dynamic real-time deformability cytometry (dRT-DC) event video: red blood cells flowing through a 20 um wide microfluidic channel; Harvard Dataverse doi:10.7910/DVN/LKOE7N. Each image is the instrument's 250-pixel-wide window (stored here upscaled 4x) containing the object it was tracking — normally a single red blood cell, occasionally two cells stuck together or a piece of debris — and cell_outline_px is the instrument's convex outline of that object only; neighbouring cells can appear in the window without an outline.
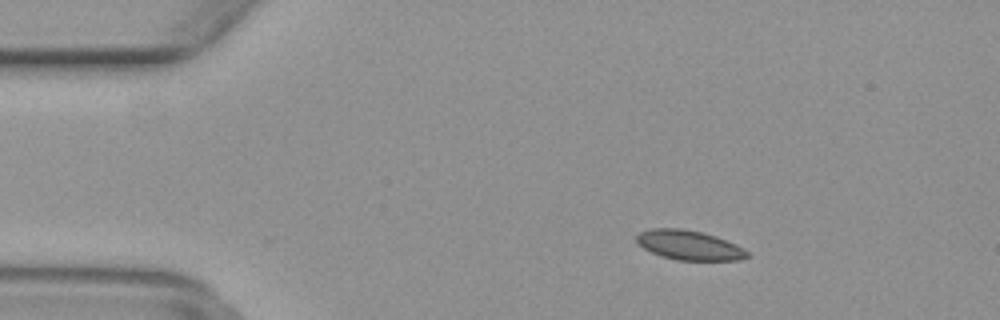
{"species": "common noctule bat (a hibernating species)", "species_latin": "Nyctalus noctula", "temperature_condition": "warm", "stored_images_in_passage": 17, "camera_frame_rate_fps": 3000, "um_per_image_px": 0.085, "animal": {"sex": "female", "body_mass_g": 29.2, "forearm_length_mm": 56.3}, "frame": {"image": 1, "passage_image": 8, "time_ms": 2.333, "image_size_px": [1000, 320], "cell_outline_px": [[748, 256], [740, 260], [676, 260], [660, 256], [636, 244], [636, 236], [640, 232], [652, 228], [684, 228], [716, 236], [736, 244], [748, 252]], "centroid_in_image_um": [58.54, 20.83], "position_along_channel_um": 26.5, "area_um2": 19.07}}